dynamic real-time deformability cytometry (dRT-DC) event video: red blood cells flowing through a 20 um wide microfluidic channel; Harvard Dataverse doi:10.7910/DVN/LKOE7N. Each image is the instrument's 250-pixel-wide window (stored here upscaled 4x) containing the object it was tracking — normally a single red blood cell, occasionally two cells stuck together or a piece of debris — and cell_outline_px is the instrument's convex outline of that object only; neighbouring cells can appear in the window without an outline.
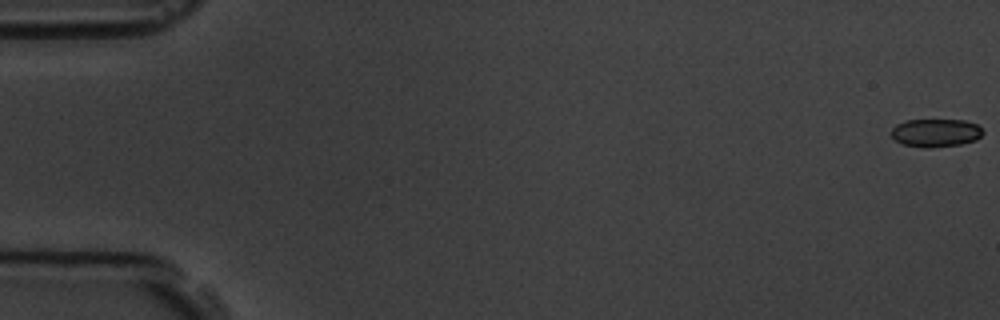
{"species": "common noctule bat (a hibernating species)", "species_latin": "Nyctalus noctula", "temperature_condition": "room temperature", "stored_images_in_passage": 6, "camera_frame_rate_fps": 3000, "um_per_image_px": 0.085, "animal": {"sex": "male", "body_mass_g": 19.5, "forearm_length_mm": 54.6}, "frame": {"image": 1, "passage_image": 1, "time_ms": 0.0, "image_size_px": [1000, 320], "cell_outline_px": [[984, 132], [976, 140], [960, 144], [928, 148], [904, 144], [896, 140], [892, 136], [892, 128], [896, 124], [904, 120], [964, 120], [976, 124]], "centroid_in_image_um": [79.53, 11.28], "position_along_channel_um": 5.5, "area_um2": 14.85}}
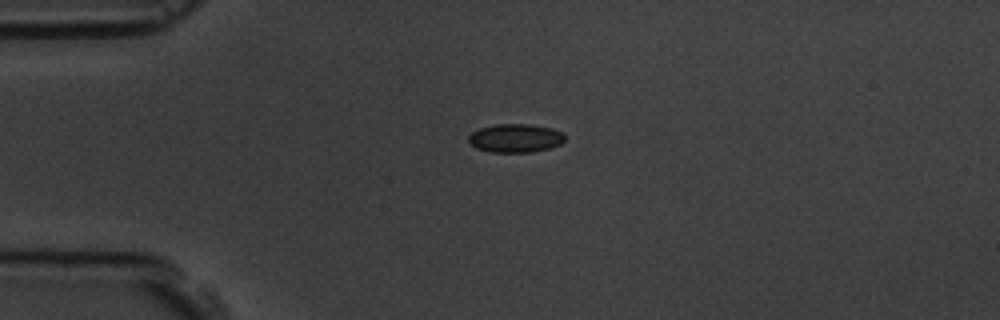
{"frame": {"image": 2, "passage_image": 5, "time_ms": 4.667, "image_size_px": [1000, 320], "cell_outline_px": [[564, 140], [560, 144], [552, 148], [532, 152], [488, 152], [476, 148], [468, 140], [468, 136], [472, 132], [480, 128], [496, 124], [528, 124], [552, 128], [564, 132]], "centroid_in_image_um": [43.83, 11.74], "position_along_channel_um": 41.2, "area_um2": 16.13}}